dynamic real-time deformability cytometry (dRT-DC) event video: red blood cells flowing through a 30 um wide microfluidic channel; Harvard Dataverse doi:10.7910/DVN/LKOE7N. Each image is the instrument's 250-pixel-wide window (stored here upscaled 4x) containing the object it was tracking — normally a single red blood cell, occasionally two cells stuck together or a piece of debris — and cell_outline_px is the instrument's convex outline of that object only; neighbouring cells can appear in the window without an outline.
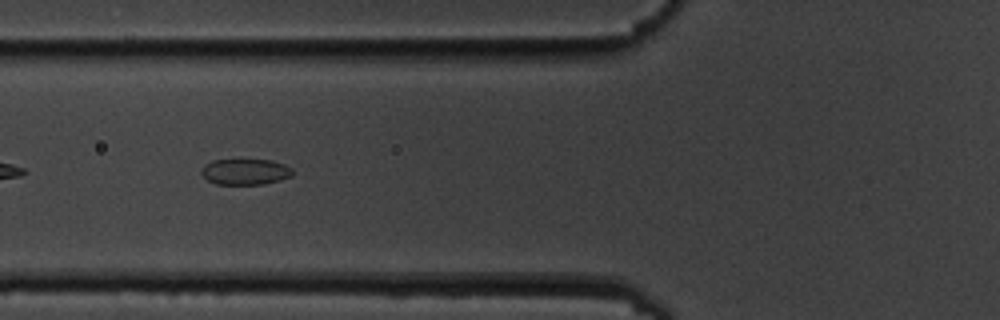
{"species": "common noctule bat (a hibernating species)", "species_latin": "Nyctalus noctula", "temperature_condition": "cold", "stored_images_in_passage": 7, "camera_frame_rate_fps": 3000, "um_per_image_px": 0.085, "animal": {"sex": "male", "body_mass_g": 19.5, "forearm_length_mm": 54.6}, "frame": {"image": 1, "passage_image": 7, "time_ms": 7.0, "image_size_px": [1000, 320], "cell_outline_px": [[292, 176], [280, 180], [264, 184], [216, 184], [208, 180], [200, 172], [200, 168], [204, 164], [212, 160], [272, 160], [284, 164], [292, 168]], "centroid_in_image_um": [20.83, 14.59], "position_along_channel_um": 105.0, "area_um2": 13.81}}